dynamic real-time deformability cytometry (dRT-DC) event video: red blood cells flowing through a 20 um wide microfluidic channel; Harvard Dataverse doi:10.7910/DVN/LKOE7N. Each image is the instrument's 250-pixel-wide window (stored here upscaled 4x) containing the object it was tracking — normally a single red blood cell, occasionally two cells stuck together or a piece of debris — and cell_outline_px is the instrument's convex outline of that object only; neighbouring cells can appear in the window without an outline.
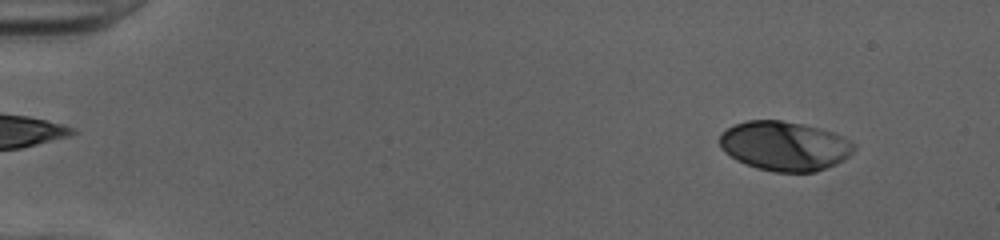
{"species": "human", "species_latin": "Homo sapiens", "temperature_condition": "cold", "stored_images_in_passage": 17, "camera_frame_rate_fps": 3000, "um_per_image_px": 0.085, "donor": {"sex": "female"}, "frame": {"image": 1, "passage_image": 5, "time_ms": 1.333, "image_size_px": [1000, 240], "cell_outline_px": [[856, 148], [844, 160], [836, 164], [816, 172], [776, 172], [756, 168], [744, 164], [736, 160], [724, 152], [720, 148], [720, 136], [728, 128], [736, 124], [748, 120], [780, 120], [804, 124], [820, 128], [832, 132], [856, 144]], "centroid_in_image_um": [66.69, 12.42], "position_along_channel_um": 18.3, "area_um2": 38.73}}
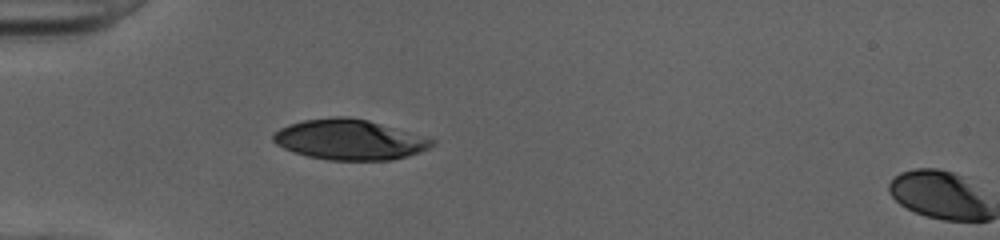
{"frame": {"image": 2, "passage_image": 16, "time_ms": 5.0, "image_size_px": [1000, 240], "cell_outline_px": [[436, 144], [420, 152], [408, 156], [392, 160], [328, 160], [308, 156], [284, 148], [276, 144], [272, 140], [272, 132], [288, 124], [304, 120], [336, 116], [344, 116], [368, 120], [436, 140]], "centroid_in_image_um": [29.69, 11.87], "position_along_channel_um": 55.3, "area_um2": 37.22}}